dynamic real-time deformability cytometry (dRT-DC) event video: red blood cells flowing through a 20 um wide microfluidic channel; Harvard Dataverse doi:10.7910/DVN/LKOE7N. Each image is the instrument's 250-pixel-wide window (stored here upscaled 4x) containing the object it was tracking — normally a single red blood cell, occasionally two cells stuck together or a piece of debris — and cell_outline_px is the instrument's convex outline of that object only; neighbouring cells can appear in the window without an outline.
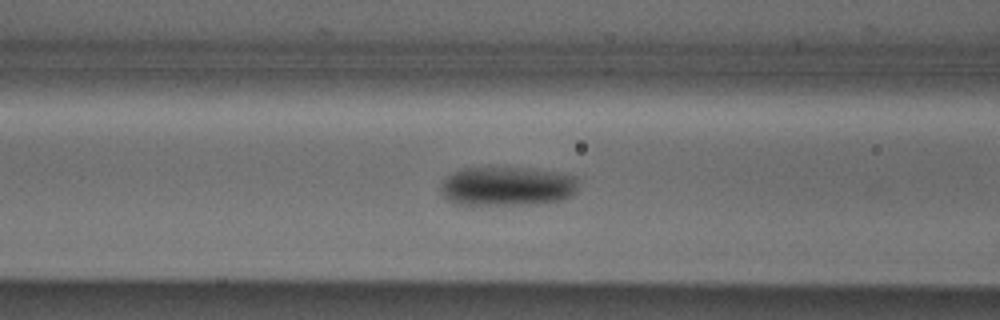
{"species": "Egyptian fruit bat (a non-hibernating species)", "species_latin": "Rousettus aegyptiacus", "temperature_condition": "cold", "stored_images_in_passage": 36, "camera_frame_rate_fps": 3000, "um_per_image_px": 0.085, "animal": {"sex": "male"}, "frame": {"image": 1, "passage_image": 8, "time_ms": 2.333, "image_size_px": [1000, 320], "cell_outline_px": [[576, 188], [572, 196], [560, 200], [532, 204], [456, 204], [448, 200], [440, 192], [440, 184], [452, 172], [464, 168], [488, 164], [532, 168], [556, 172], [576, 176]], "centroid_in_image_um": [43.05, 15.77], "position_along_channel_um": 123.5, "area_um2": 32.25}}
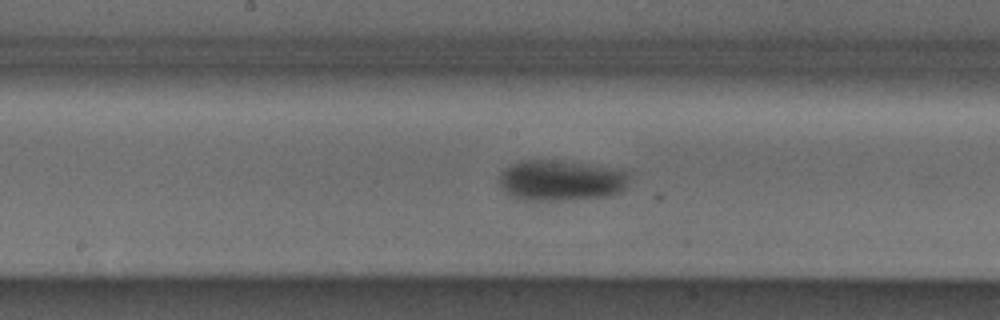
{"frame": {"image": 2, "passage_image": 14, "time_ms": 4.333, "image_size_px": [1000, 320], "cell_outline_px": [[628, 184], [620, 192], [608, 196], [572, 200], [524, 200], [512, 196], [500, 184], [500, 172], [504, 168], [520, 160], [548, 160], [580, 164], [608, 168], [628, 172]], "centroid_in_image_um": [47.65, 15.35], "position_along_channel_um": 200.5, "area_um2": 30.35}}
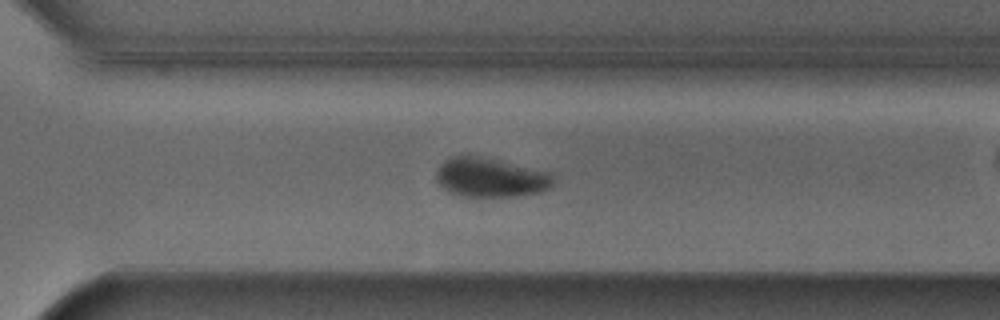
{"frame": {"image": 3, "passage_image": 24, "time_ms": 7.667, "image_size_px": [1000, 320], "cell_outline_px": [[556, 180], [548, 188], [540, 192], [516, 196], [460, 196], [448, 192], [436, 180], [436, 168], [444, 160], [452, 156], [464, 152], [500, 160], [552, 172]], "centroid_in_image_um": [41.67, 15.04], "position_along_channel_um": 328.9, "area_um2": 27.51}}